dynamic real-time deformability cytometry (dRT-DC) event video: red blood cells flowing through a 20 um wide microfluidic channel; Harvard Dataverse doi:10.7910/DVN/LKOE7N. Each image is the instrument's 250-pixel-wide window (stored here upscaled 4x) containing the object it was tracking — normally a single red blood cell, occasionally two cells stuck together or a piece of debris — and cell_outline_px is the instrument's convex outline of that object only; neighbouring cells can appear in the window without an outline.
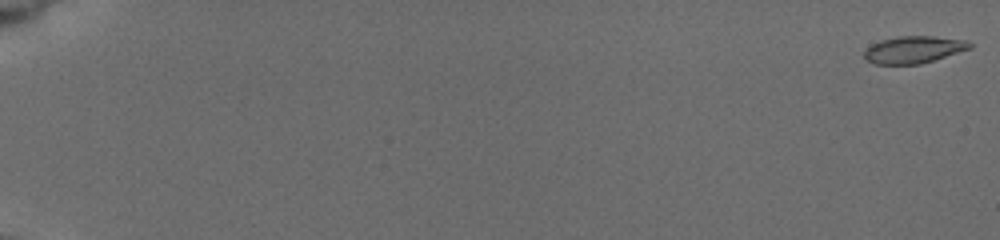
{"species": "common noctule bat (a hibernating species)", "species_latin": "Nyctalus noctula", "temperature_condition": "cold", "stored_images_in_passage": 25, "camera_frame_rate_fps": 3000, "um_per_image_px": 0.085, "animal": {"sex": "female", "body_mass_g": 19.5, "forearm_length_mm": 54.1}, "frame": {"image": 1, "passage_image": 1, "time_ms": 0.0, "image_size_px": [1000, 240], "cell_outline_px": [[972, 48], [920, 64], [876, 64], [868, 60], [864, 56], [864, 52], [872, 44], [880, 40], [900, 36], [932, 36], [964, 40], [972, 44]], "centroid_in_image_um": [77.66, 4.21], "position_along_channel_um": 7.3, "area_um2": 16.42}}
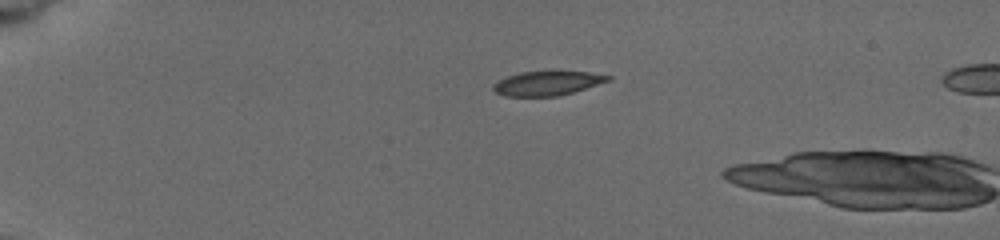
{"frame": {"image": 2, "passage_image": 21, "time_ms": 4.667, "image_size_px": [1000, 240], "cell_outline_px": [[612, 80], [572, 92], [556, 96], [504, 96], [496, 92], [492, 88], [492, 84], [508, 76], [520, 72], [588, 72], [612, 76]], "centroid_in_image_um": [46.51, 7.08], "position_along_channel_um": 38.5, "area_um2": 15.95}}